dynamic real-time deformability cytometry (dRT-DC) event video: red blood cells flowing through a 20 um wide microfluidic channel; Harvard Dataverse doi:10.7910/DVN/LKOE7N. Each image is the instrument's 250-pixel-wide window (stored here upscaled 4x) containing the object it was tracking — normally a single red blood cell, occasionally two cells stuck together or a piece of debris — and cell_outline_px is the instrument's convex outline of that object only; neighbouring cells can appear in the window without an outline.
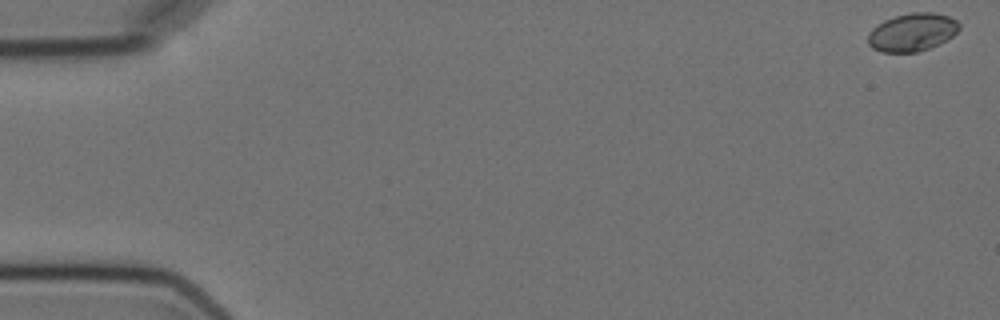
{"species": "Egyptian fruit bat (a non-hibernating species)", "species_latin": "Rousettus aegyptiacus", "temperature_condition": "cold", "stored_images_in_passage": 6, "camera_frame_rate_fps": 3000, "um_per_image_px": 0.085, "animal": {"sex": "female"}, "frame": {"image": 1, "passage_image": 1, "time_ms": 0.0, "image_size_px": [1000, 320], "cell_outline_px": [[960, 28], [952, 36], [940, 44], [916, 52], [880, 52], [872, 48], [868, 44], [868, 36], [872, 28], [884, 20], [896, 16], [912, 12], [932, 12], [948, 16], [956, 20], [960, 24]], "centroid_in_image_um": [77.54, 2.74], "position_along_channel_um": 7.5, "area_um2": 20.17}}
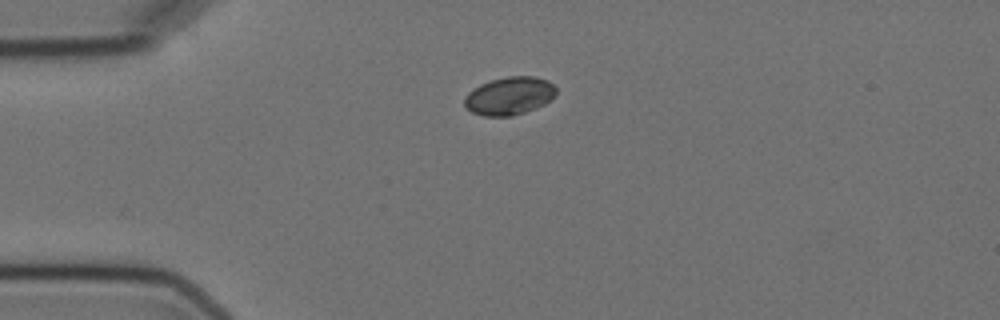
{"frame": {"image": 2, "passage_image": 4, "time_ms": 4.333, "image_size_px": [1000, 320], "cell_outline_px": [[556, 96], [552, 100], [536, 108], [512, 116], [484, 116], [472, 112], [464, 104], [464, 96], [468, 92], [480, 84], [492, 80], [508, 76], [536, 76], [548, 80], [556, 88]], "centroid_in_image_um": [43.32, 8.14], "position_along_channel_um": 41.7, "area_um2": 20.4}}
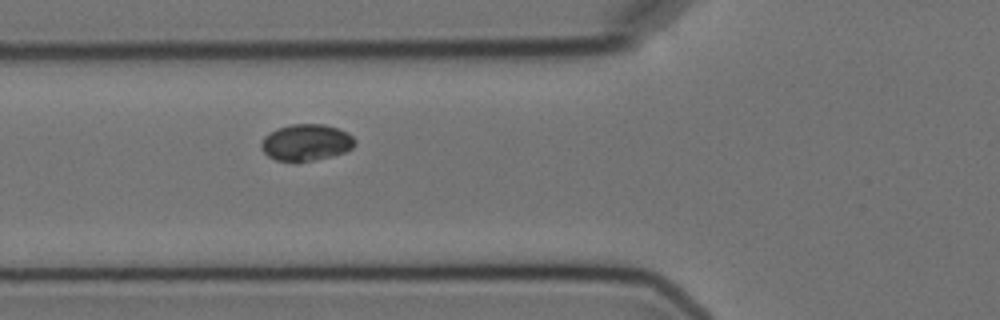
{"frame": {"image": 3, "passage_image": 6, "time_ms": 6.667, "image_size_px": [1000, 320], "cell_outline_px": [[356, 144], [352, 148], [344, 152], [332, 156], [312, 160], [276, 160], [268, 156], [260, 148], [260, 144], [264, 136], [268, 132], [276, 128], [292, 124], [324, 124], [348, 132], [356, 140]], "centroid_in_image_um": [26.01, 12.08], "position_along_channel_um": 99.8, "area_um2": 19.88}}